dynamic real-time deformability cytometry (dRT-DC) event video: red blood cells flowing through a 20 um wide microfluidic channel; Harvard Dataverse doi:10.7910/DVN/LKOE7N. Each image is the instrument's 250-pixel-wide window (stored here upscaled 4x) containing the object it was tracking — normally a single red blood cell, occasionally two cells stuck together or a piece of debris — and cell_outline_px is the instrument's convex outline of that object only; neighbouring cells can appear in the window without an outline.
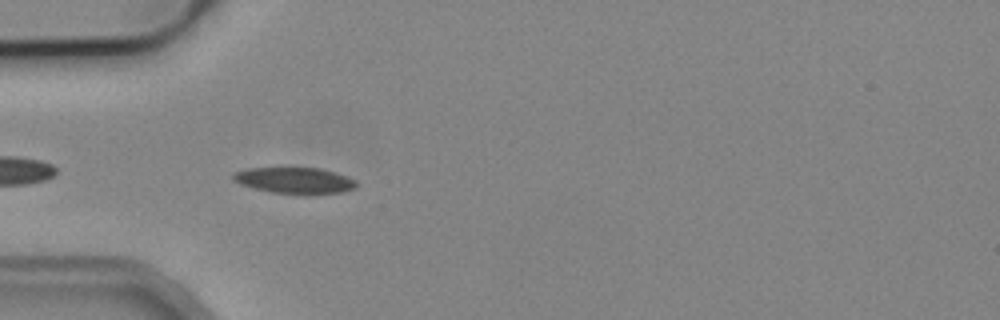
{"species": "common noctule bat (a hibernating species)", "species_latin": "Nyctalus noctula", "temperature_condition": "cold", "stored_images_in_passage": 10, "camera_frame_rate_fps": 3000, "um_per_image_px": 0.085, "animal": {"sex": "male", "body_mass_g": 19.2, "forearm_length_mm": 51.8}, "frame": {"image": 1, "passage_image": 4, "time_ms": 3.333, "image_size_px": [1000, 320], "cell_outline_px": [[356, 188], [344, 192], [308, 196], [304, 196], [272, 192], [252, 188], [240, 184], [232, 180], [232, 172], [248, 168], [320, 168], [336, 172], [348, 176], [356, 180]], "centroid_in_image_um": [25.07, 15.36], "position_along_channel_um": 59.9, "area_um2": 19.48}}
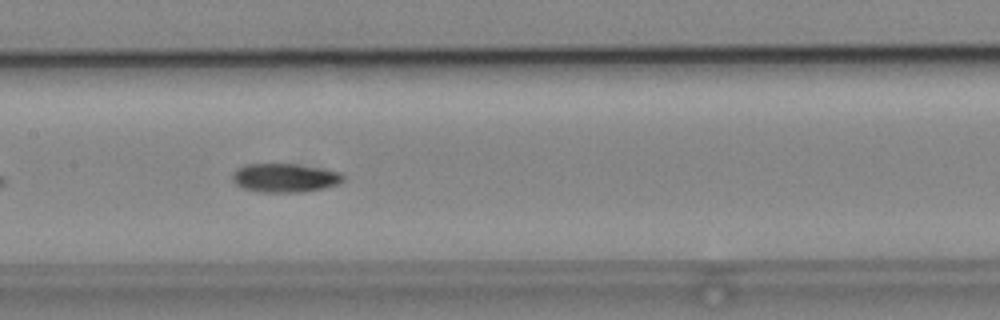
{"frame": {"image": 2, "passage_image": 7, "time_ms": 6.667, "image_size_px": [1000, 320], "cell_outline_px": [[344, 180], [340, 184], [324, 188], [304, 192], [264, 192], [244, 188], [236, 184], [232, 180], [232, 176], [236, 168], [244, 164], [296, 164], [340, 172], [344, 176]], "centroid_in_image_um": [24.22, 15.12], "position_along_channel_um": 183.2, "area_um2": 18.55}}
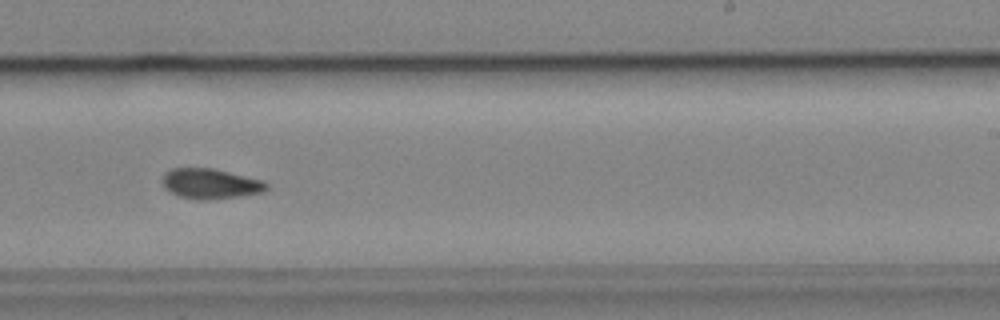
{"frame": {"image": 3, "passage_image": 9, "time_ms": 9.0, "image_size_px": [1000, 320], "cell_outline_px": [[268, 188], [264, 192], [208, 200], [200, 200], [180, 196], [164, 188], [160, 180], [172, 168], [212, 168], [264, 180], [268, 184]], "centroid_in_image_um": [17.9, 15.61], "position_along_channel_um": 271.1, "area_um2": 18.21}}